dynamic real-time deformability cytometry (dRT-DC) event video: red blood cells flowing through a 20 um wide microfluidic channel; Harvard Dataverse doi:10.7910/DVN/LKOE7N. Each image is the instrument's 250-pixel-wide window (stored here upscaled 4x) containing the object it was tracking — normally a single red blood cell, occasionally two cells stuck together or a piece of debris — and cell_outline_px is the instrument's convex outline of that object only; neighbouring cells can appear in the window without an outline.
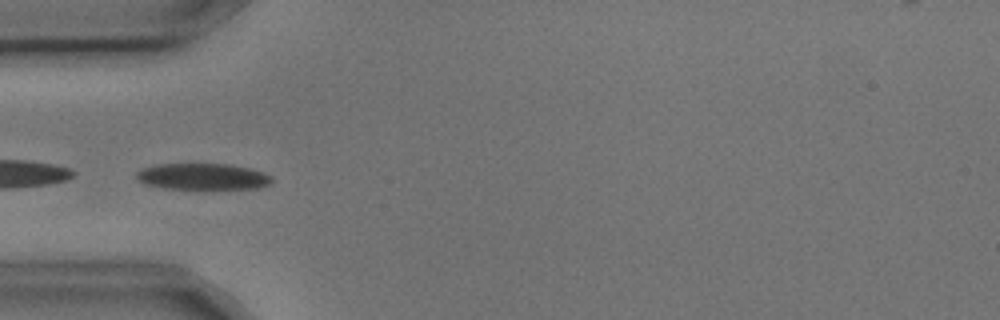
{"species": "common noctule bat (a hibernating species)", "species_latin": "Nyctalus noctula", "temperature_condition": "cold", "stored_images_in_passage": 7, "camera_frame_rate_fps": 3000, "um_per_image_px": 0.085, "animal": {"sex": "male", "body_mass_g": 17.9, "forearm_length_mm": 54.2}, "frame": {"image": 1, "passage_image": 4, "time_ms": 1.0, "image_size_px": [1000, 320], "cell_outline_px": [[272, 184], [256, 188], [168, 188], [148, 184], [140, 180], [136, 176], [136, 172], [140, 168], [160, 164], [228, 164], [248, 168], [264, 172], [272, 176]], "centroid_in_image_um": [17.27, 14.99], "position_along_channel_um": 67.7, "area_um2": 20.4}}
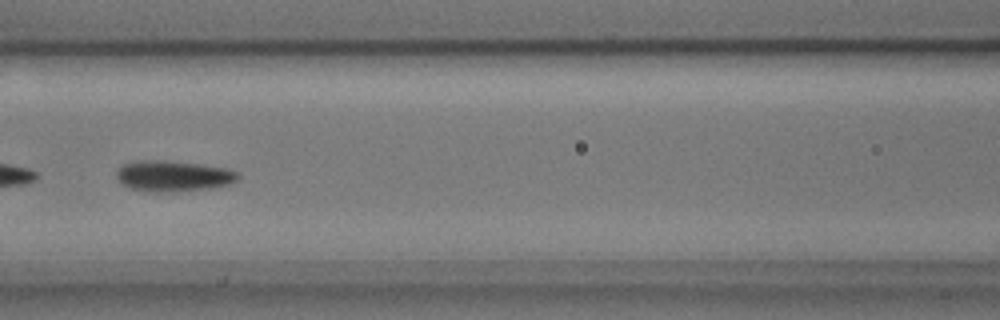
{"frame": {"image": 2, "passage_image": 6, "time_ms": 1.667, "image_size_px": [1000, 320], "cell_outline_px": [[240, 176], [236, 180], [228, 184], [212, 188], [176, 192], [152, 192], [128, 188], [120, 184], [116, 176], [116, 172], [124, 164], [136, 160], [164, 160], [228, 168], [236, 172]], "centroid_in_image_um": [14.68, 14.97], "position_along_channel_um": 151.9, "area_um2": 21.96}}
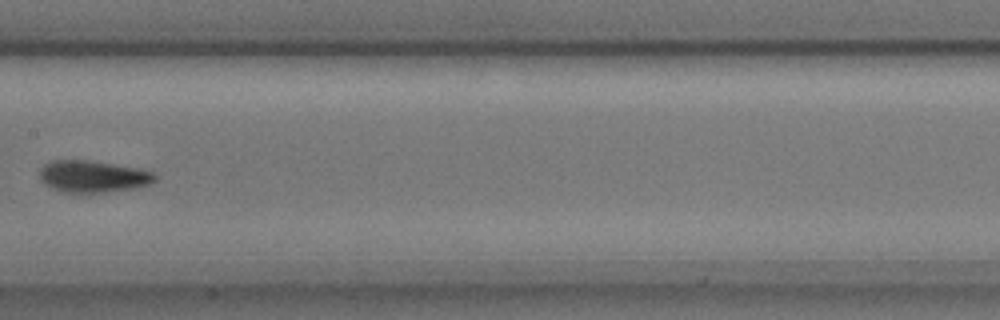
{"frame": {"image": 3, "passage_image": 7, "time_ms": 2.0, "image_size_px": [1000, 320], "cell_outline_px": [[156, 180], [152, 184], [136, 188], [104, 192], [64, 192], [52, 188], [44, 184], [40, 180], [40, 168], [44, 164], [52, 160], [88, 160], [140, 168], [152, 172], [156, 176]], "centroid_in_image_um": [7.91, 14.99], "position_along_channel_um": 199.5, "area_um2": 21.5}}